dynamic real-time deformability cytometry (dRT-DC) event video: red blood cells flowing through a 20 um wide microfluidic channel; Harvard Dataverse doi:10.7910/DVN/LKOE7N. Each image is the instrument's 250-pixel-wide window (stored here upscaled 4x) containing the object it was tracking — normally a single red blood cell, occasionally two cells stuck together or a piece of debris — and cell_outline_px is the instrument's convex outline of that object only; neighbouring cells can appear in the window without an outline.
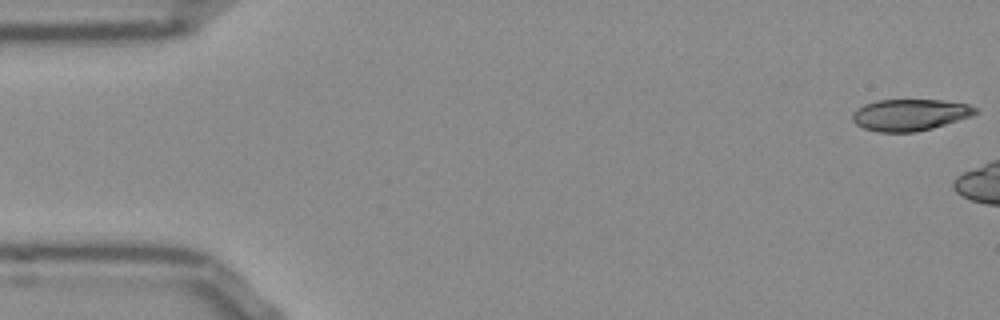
{"species": "Egyptian fruit bat (a non-hibernating species)", "species_latin": "Rousettus aegyptiacus", "temperature_condition": "room temperature", "stored_images_in_passage": 7, "camera_frame_rate_fps": 3000, "um_per_image_px": 0.085, "frame": {"image": 1, "passage_image": 1, "time_ms": 0.0, "image_size_px": [1000, 320], "cell_outline_px": [[980, 112], [972, 116], [932, 128], [916, 132], [876, 132], [864, 128], [856, 124], [852, 120], [852, 112], [864, 104], [876, 100], [944, 100], [968, 104], [976, 108]], "centroid_in_image_um": [77.34, 9.76], "position_along_channel_um": 7.7, "area_um2": 22.77}}